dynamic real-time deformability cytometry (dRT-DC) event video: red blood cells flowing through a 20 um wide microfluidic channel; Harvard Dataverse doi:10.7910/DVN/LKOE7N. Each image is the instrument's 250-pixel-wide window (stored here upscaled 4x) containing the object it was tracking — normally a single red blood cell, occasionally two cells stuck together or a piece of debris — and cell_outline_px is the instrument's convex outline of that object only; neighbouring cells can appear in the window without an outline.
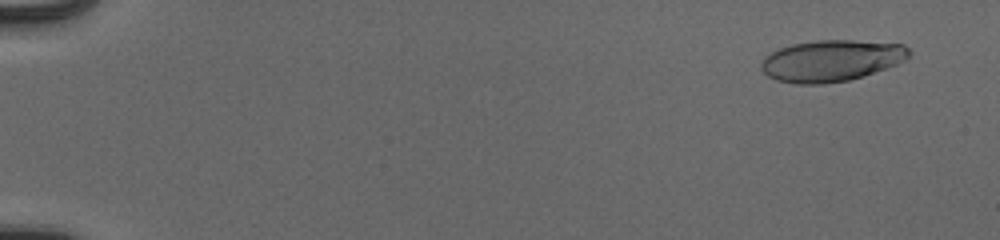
{"species": "human", "species_latin": "Homo sapiens", "temperature_condition": "cold", "stored_images_in_passage": 54, "camera_frame_rate_fps": 3000, "um_per_image_px": 0.085, "donor": {"sex": "male"}, "frame": {"image": 1, "passage_image": 4, "time_ms": 1.0, "image_size_px": [1000, 240], "cell_outline_px": [[912, 52], [904, 60], [896, 64], [864, 76], [848, 80], [824, 84], [796, 84], [776, 80], [768, 76], [760, 68], [760, 64], [764, 56], [780, 48], [792, 44], [816, 40], [852, 40], [904, 44]], "centroid_in_image_um": [70.64, 5.16], "position_along_channel_um": 14.4, "area_um2": 35.78}}
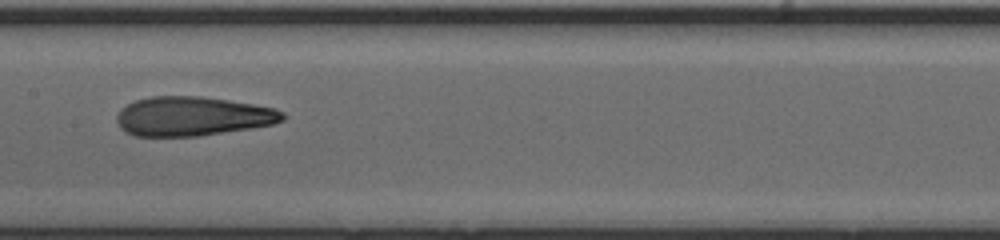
{"frame": {"image": 2, "passage_image": 30, "time_ms": 9.667, "image_size_px": [1000, 240], "cell_outline_px": [[284, 120], [272, 124], [252, 128], [200, 136], [136, 136], [124, 132], [120, 128], [116, 120], [116, 116], [120, 108], [136, 100], [152, 96], [200, 96], [228, 100], [276, 108], [284, 112]], "centroid_in_image_um": [16.35, 9.89], "position_along_channel_um": 191.1, "area_um2": 38.09}}
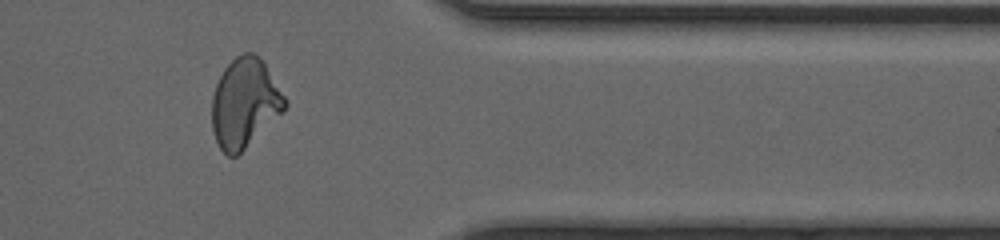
{"frame": {"image": 3, "passage_image": 46, "time_ms": 15.0, "image_size_px": [1000, 240], "cell_outline_px": [[288, 104], [284, 112], [236, 156], [228, 156], [220, 148], [216, 140], [212, 128], [212, 96], [216, 84], [224, 68], [236, 56], [244, 52], [252, 52], [264, 64], [288, 100]], "centroid_in_image_um": [20.8, 8.77], "position_along_channel_um": 390.6, "area_um2": 37.69}, "authors_computed_cell_mechanics": {"area_um2": 37.1943, "velocity_mm_per_s": 3.9441, "shape_relaxation_time_tau1_ms": 5.4186, "shape_relaxation_time_tau2_ms": 1.7353, "deformation_change_tau1": 0.2349, "deformation_change_tau2": 0.1033}}